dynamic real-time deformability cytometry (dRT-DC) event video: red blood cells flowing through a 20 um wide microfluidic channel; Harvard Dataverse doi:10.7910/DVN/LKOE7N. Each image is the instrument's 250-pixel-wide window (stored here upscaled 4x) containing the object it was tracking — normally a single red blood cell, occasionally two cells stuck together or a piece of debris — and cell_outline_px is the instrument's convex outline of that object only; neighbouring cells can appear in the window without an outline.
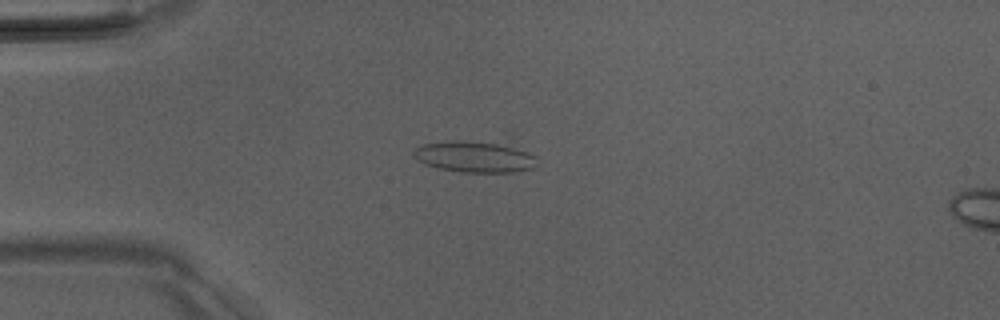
{"species": "Egyptian fruit bat (a non-hibernating species)", "species_latin": "Rousettus aegyptiacus", "temperature_condition": "room temperature", "stored_images_in_passage": 49, "camera_frame_rate_fps": 3000, "um_per_image_px": 0.085, "animal": {"sex": "male"}, "frame": {"image": 1, "passage_image": 12, "time_ms": 3.667, "image_size_px": [1000, 320], "cell_outline_px": [[536, 156], [532, 168], [512, 172], [460, 172], [440, 168], [424, 164], [412, 156], [412, 148], [424, 144], [508, 132]], "centroid_in_image_um": [40.57, 13.12], "position_along_channel_um": 44.4, "area_um2": 25.95}}
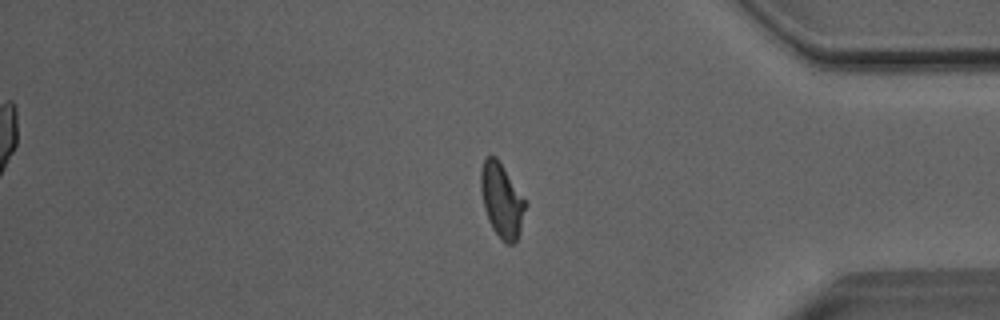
{"frame": {"image": 2, "passage_image": 41, "time_ms": 13.333, "image_size_px": [1000, 320], "cell_outline_px": [[528, 204], [516, 240], [512, 244], [504, 244], [492, 228], [488, 220], [484, 208], [480, 188], [480, 172], [484, 160], [488, 156], [496, 156]], "centroid_in_image_um": [42.64, 17.04], "position_along_channel_um": 392.6, "area_um2": 19.19}}
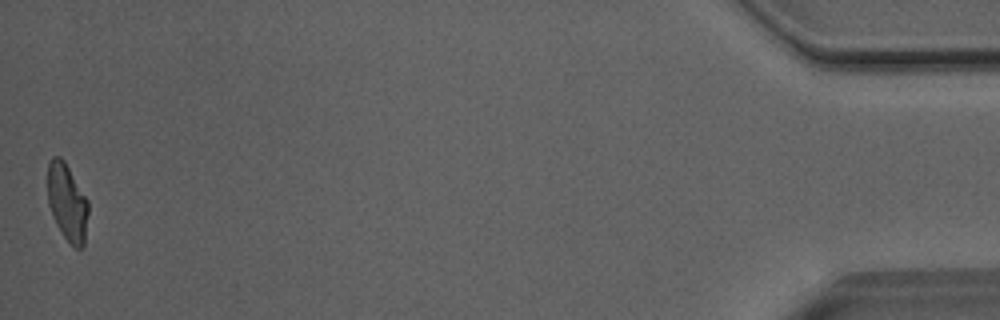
{"frame": {"image": 3, "passage_image": 49, "time_ms": 16.0, "image_size_px": [1000, 320], "cell_outline_px": [[88, 212], [84, 244], [80, 248], [76, 248], [64, 236], [56, 224], [52, 216], [48, 204], [48, 164], [52, 156], [60, 156], [64, 160], [88, 200]], "centroid_in_image_um": [5.7, 17.17], "position_along_channel_um": 429.5, "area_um2": 18.15}, "authors_computed_cell_mechanics": {"area_um2": 19.7098, "velocity_mm_per_s": 4.0774, "shape_relaxation_time_tau1_ms": null, "shape_relaxation_time_tau2_ms": 0.9802, "deformation_change_tau1": null, "deformation_change_tau2": 0.0886}}